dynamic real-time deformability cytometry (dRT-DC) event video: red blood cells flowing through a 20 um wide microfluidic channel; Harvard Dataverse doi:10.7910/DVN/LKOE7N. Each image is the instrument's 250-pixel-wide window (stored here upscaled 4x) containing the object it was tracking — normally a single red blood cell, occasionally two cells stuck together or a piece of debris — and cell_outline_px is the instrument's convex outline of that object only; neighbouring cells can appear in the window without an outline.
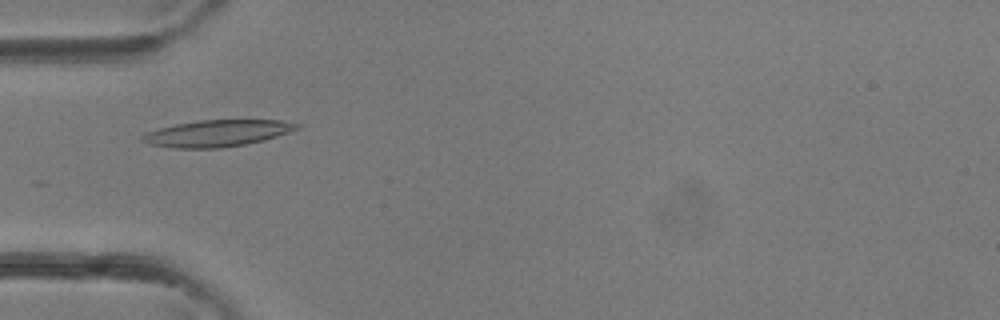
{"species": "common noctule bat (a hibernating species)", "species_latin": "Nyctalus noctula", "temperature_condition": "room temperature", "stored_images_in_passage": 1, "camera_frame_rate_fps": 3000, "um_per_image_px": 0.085, "animal": {"sex": "female"}, "frame": {"image": 1, "passage_image": 1, "time_ms": 0.0, "image_size_px": [1000, 320], "cell_outline_px": [[300, 128], [264, 140], [244, 144], [220, 148], [172, 148], [148, 144], [140, 140], [140, 136], [148, 132], [160, 128], [176, 124], [200, 120], [280, 120], [300, 124]], "centroid_in_image_um": [18.43, 11.33], "position_along_channel_um": 66.6, "area_um2": 23.81}}